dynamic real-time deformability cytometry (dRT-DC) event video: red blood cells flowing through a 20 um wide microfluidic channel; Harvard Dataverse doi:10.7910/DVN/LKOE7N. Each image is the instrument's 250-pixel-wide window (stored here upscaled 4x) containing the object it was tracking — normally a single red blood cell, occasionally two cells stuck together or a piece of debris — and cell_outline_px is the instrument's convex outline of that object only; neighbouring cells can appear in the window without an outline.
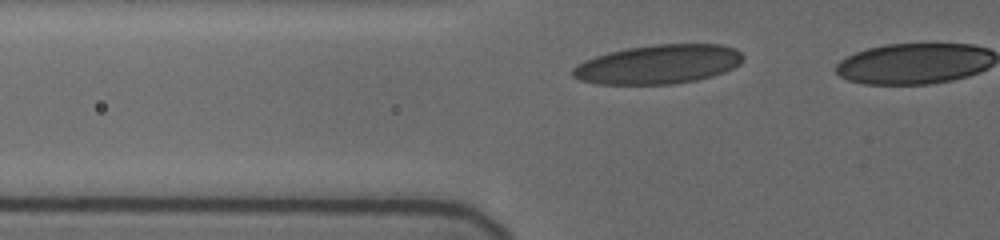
{"species": "human", "species_latin": "Homo sapiens", "temperature_condition": "cold", "stored_images_in_passage": 19, "segment_of_instrument_passage": [1, 2], "camera_frame_rate_fps": 3000, "um_per_image_px": 0.085, "donor": {"sex": "female"}, "frame": {"image": 1, "passage_image": 6, "time_ms": 2.333, "image_size_px": [1000, 240], "cell_outline_px": [[744, 56], [740, 64], [724, 72], [712, 76], [696, 80], [672, 84], [596, 84], [580, 80], [572, 76], [572, 68], [576, 64], [584, 60], [608, 52], [628, 48], [652, 44], [720, 44], [736, 48]], "centroid_in_image_um": [55.95, 5.46], "position_along_channel_um": 69.9, "area_um2": 39.02}}
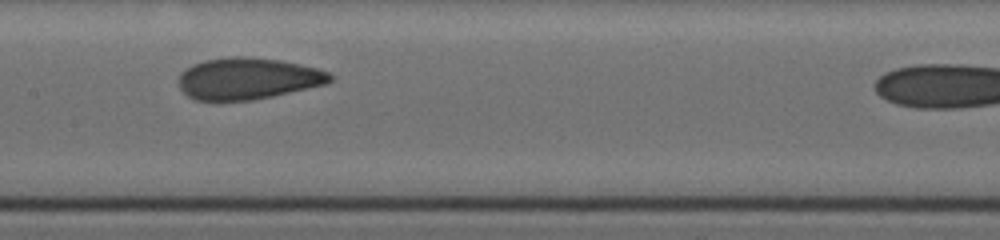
{"frame": {"image": 2, "passage_image": 13, "time_ms": 5.667, "image_size_px": [1000, 240], "cell_outline_px": [[336, 76], [328, 84], [272, 96], [252, 100], [196, 100], [188, 96], [180, 88], [180, 76], [192, 64], [204, 60], [228, 56], [244, 56], [280, 60], [316, 68], [328, 72]], "centroid_in_image_um": [21.11, 6.67], "position_along_channel_um": 186.3, "area_um2": 36.59}}
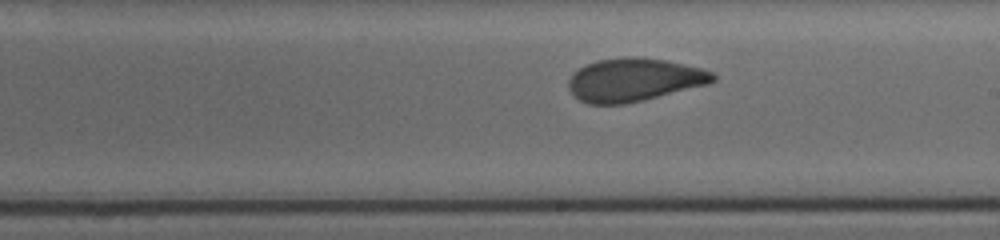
{"frame": {"image": 3, "passage_image": 16, "time_ms": 7.0, "image_size_px": [1000, 240], "cell_outline_px": [[716, 80], [708, 84], [644, 100], [624, 104], [588, 104], [580, 100], [568, 88], [568, 80], [580, 68], [596, 60], [624, 56], [636, 56], [664, 60], [684, 64], [700, 68], [712, 72], [716, 76]], "centroid_in_image_um": [53.9, 6.78], "position_along_channel_um": 235.1, "area_um2": 36.18}}